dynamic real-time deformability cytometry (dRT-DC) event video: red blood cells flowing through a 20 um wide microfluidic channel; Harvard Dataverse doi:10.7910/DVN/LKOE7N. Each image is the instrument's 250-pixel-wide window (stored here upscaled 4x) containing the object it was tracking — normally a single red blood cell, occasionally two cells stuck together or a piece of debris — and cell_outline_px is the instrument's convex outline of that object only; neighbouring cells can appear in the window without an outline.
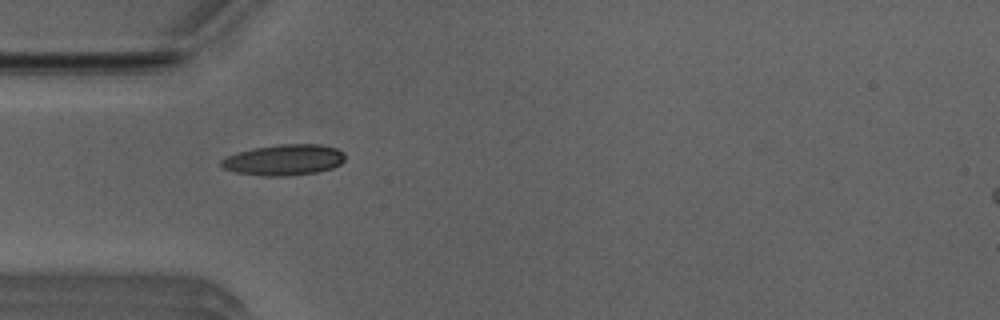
{"species": "Egyptian fruit bat (a non-hibernating species)", "species_latin": "Rousettus aegyptiacus", "temperature_condition": "room temperature", "stored_images_in_passage": 34, "camera_frame_rate_fps": 3000, "um_per_image_px": 0.085, "animal": {"sex": "male"}, "frame": {"image": 1, "passage_image": 1, "time_ms": 0.0, "image_size_px": [1000, 320], "cell_outline_px": [[344, 160], [340, 164], [332, 168], [316, 172], [288, 176], [264, 176], [236, 172], [224, 168], [220, 164], [220, 160], [228, 156], [240, 152], [256, 148], [280, 144], [320, 144], [336, 148], [344, 152]], "centroid_in_image_um": [24.17, 13.59], "position_along_channel_um": 60.8, "area_um2": 22.08}}
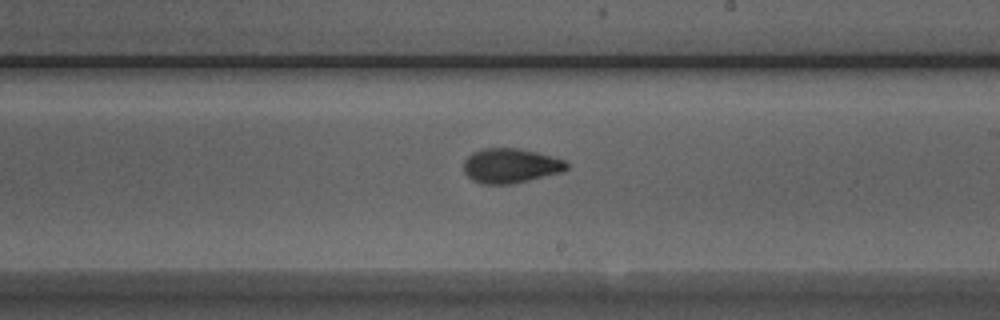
{"frame": {"image": 2, "passage_image": 15, "time_ms": 4.667, "image_size_px": [1000, 320], "cell_outline_px": [[568, 168], [564, 172], [512, 184], [480, 184], [472, 180], [464, 172], [464, 160], [472, 152], [484, 148], [516, 148], [536, 152], [564, 160], [568, 164]], "centroid_in_image_um": [43.39, 14.1], "position_along_channel_um": 245.6, "area_um2": 20.87}}
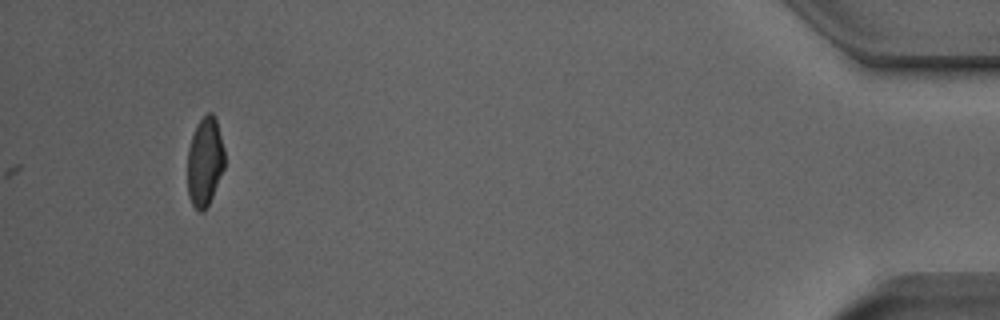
{"frame": {"image": 3, "passage_image": 34, "time_ms": 11.0, "image_size_px": [1000, 320], "cell_outline_px": [[224, 168], [212, 196], [208, 204], [200, 212], [192, 204], [188, 196], [188, 148], [196, 124], [208, 112], [212, 112], [216, 120], [224, 148]], "centroid_in_image_um": [17.41, 13.72], "position_along_channel_um": 417.8, "area_um2": 18.96}, "authors_computed_cell_mechanics": {"area_um2": 20.0277, "velocity_mm_per_s": 3.9833, "shape_relaxation_time_tau1_ms": 4.85, "shape_relaxation_time_tau2_ms": 1.8353, "deformation_change_tau1": 0.1751, "deformation_change_tau2": 0.0746}}